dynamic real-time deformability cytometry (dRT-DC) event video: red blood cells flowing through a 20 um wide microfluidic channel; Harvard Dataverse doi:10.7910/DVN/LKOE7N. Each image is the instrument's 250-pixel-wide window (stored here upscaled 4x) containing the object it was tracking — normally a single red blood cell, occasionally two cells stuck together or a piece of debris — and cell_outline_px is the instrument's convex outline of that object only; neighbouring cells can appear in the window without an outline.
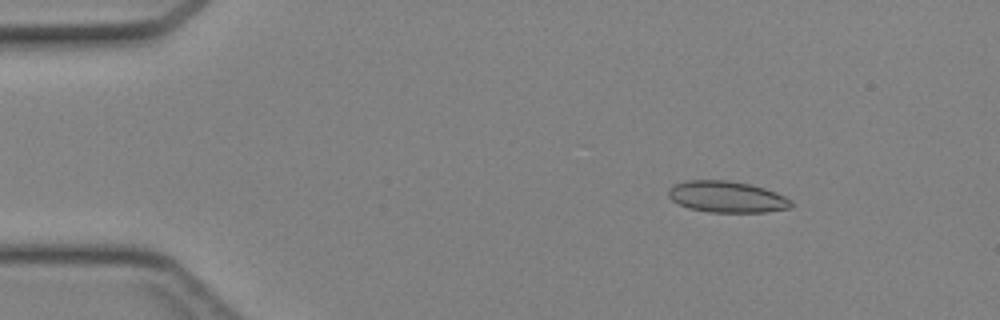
{"species": "Egyptian fruit bat (a non-hibernating species)", "species_latin": "Rousettus aegyptiacus", "temperature_condition": "cold", "stored_images_in_passage": 45, "camera_frame_rate_fps": 3000, "um_per_image_px": 0.085, "animal": {"sex": "female"}, "frame": {"image": 1, "passage_image": 7, "time_ms": 2.0, "image_size_px": [1000, 320], "cell_outline_px": [[792, 208], [764, 212], [708, 212], [688, 208], [672, 200], [668, 196], [668, 188], [676, 184], [688, 180], [728, 180], [748, 184], [764, 188], [776, 192], [792, 200]], "centroid_in_image_um": [61.79, 16.73], "position_along_channel_um": 23.2, "area_um2": 22.43}}
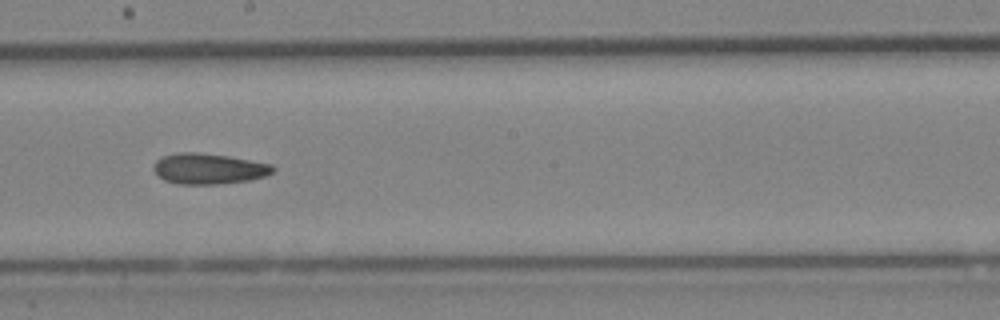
{"frame": {"image": 2, "passage_image": 26, "time_ms": 8.333, "image_size_px": [1000, 320], "cell_outline_px": [[276, 168], [272, 172], [264, 176], [248, 180], [216, 184], [180, 184], [164, 180], [152, 168], [156, 160], [164, 156], [180, 152], [196, 152], [228, 156], [272, 164]], "centroid_in_image_um": [17.73, 14.33], "position_along_channel_um": 230.5, "area_um2": 21.1}}
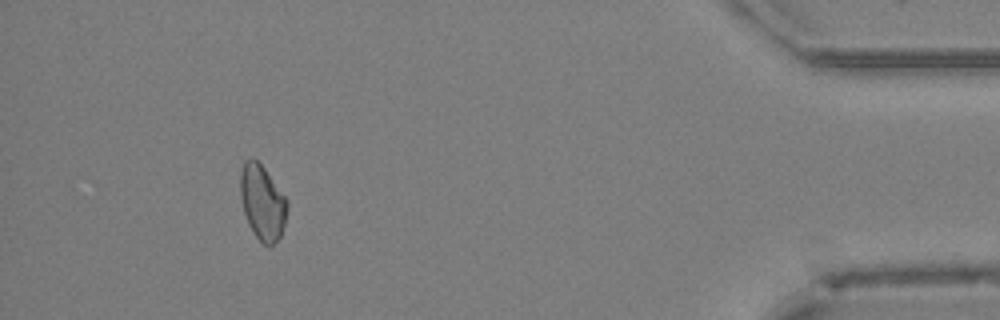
{"frame": {"image": 3, "passage_image": 42, "time_ms": 13.667, "image_size_px": [1000, 320], "cell_outline_px": [[288, 208], [284, 224], [280, 236], [268, 248], [256, 236], [248, 224], [244, 212], [240, 196], [240, 172], [244, 160], [256, 160], [264, 168], [288, 200]], "centroid_in_image_um": [22.3, 17.21], "position_along_channel_um": 412.9, "area_um2": 20.29}}